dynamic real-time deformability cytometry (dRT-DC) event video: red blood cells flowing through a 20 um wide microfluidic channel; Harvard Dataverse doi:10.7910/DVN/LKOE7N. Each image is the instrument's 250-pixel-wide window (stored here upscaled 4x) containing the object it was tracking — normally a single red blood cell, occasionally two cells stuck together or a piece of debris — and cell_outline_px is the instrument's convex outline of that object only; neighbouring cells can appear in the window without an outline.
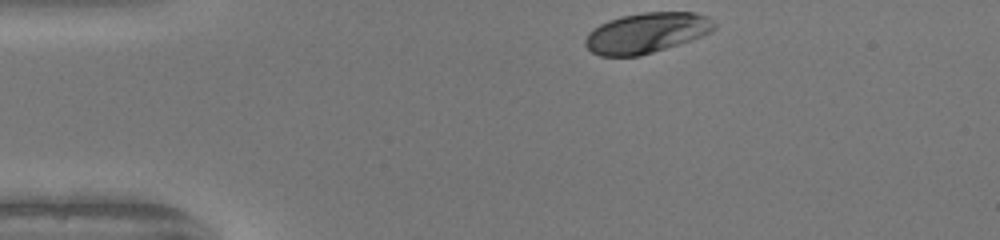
{"species": "human", "species_latin": "Homo sapiens", "temperature_condition": "warm", "stored_images_in_passage": 32, "camera_frame_rate_fps": 3000, "um_per_image_px": 0.085, "donor": {"sex": "female"}, "frame": {"image": 1, "passage_image": 1, "time_ms": 0.0, "image_size_px": [1000, 240], "cell_outline_px": [[716, 28], [700, 36], [640, 56], [600, 56], [592, 52], [584, 44], [584, 40], [588, 32], [600, 24], [608, 20], [620, 16], [644, 12], [696, 12], [708, 16], [716, 24]], "centroid_in_image_um": [54.91, 2.78], "position_along_channel_um": 30.1, "area_um2": 30.11}}
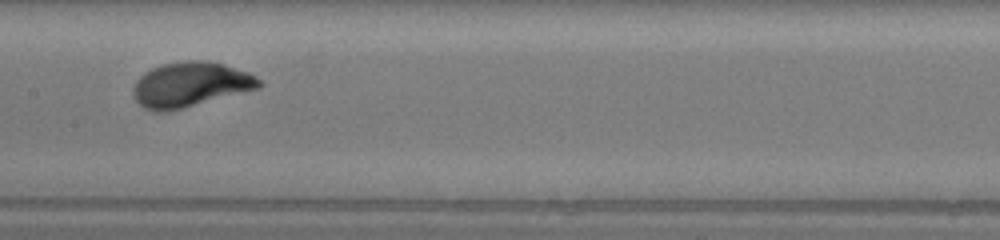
{"frame": {"image": 2, "passage_image": 17, "time_ms": 5.333, "image_size_px": [1000, 240], "cell_outline_px": [[264, 84], [260, 88], [168, 112], [152, 112], [144, 108], [132, 96], [132, 88], [136, 80], [144, 72], [152, 68], [164, 64], [184, 60], [208, 60], [224, 64], [248, 72], [256, 76]], "centroid_in_image_um": [16.17, 7.19], "position_along_channel_um": 191.2, "area_um2": 33.29}}
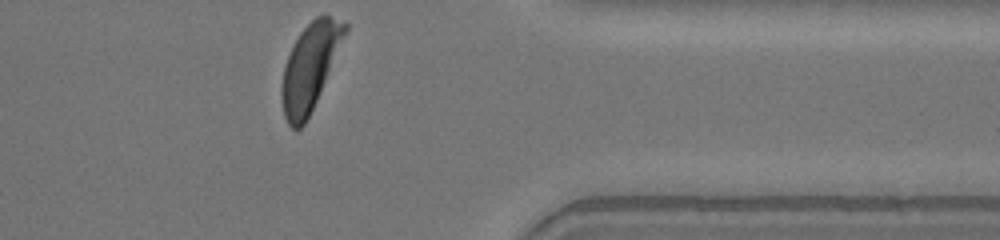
{"frame": {"image": 3, "passage_image": 32, "time_ms": 10.333, "image_size_px": [1000, 240], "cell_outline_px": [[348, 28], [316, 100], [304, 124], [300, 128], [292, 128], [288, 124], [284, 116], [280, 100], [280, 88], [284, 68], [288, 56], [300, 32], [316, 16], [324, 12], [348, 24]], "centroid_in_image_um": [26.32, 5.66], "position_along_channel_um": 385.1, "area_um2": 31.21}, "authors_computed_cell_mechanics": {"area_um2": 31.5588, "velocity_mm_per_s": 4.1546, "shape_relaxation_time_tau1_ms": 2.1214, "shape_relaxation_time_tau2_ms": null, "deformation_change_tau1": 0.1564, "deformation_change_tau2": null}}